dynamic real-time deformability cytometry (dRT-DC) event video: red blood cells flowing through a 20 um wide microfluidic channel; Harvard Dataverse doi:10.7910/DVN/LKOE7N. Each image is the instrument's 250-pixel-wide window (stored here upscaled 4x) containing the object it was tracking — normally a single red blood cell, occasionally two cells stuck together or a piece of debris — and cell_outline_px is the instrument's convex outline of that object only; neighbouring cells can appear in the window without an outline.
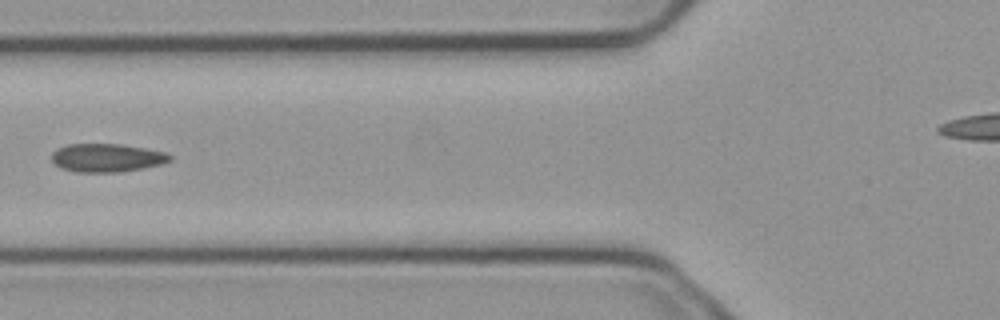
{"species": "common noctule bat (a hibernating species)", "species_latin": "Nyctalus noctula", "temperature_condition": "cold", "stored_images_in_passage": 5, "camera_frame_rate_fps": 3000, "um_per_image_px": 0.085, "animal": {"sex": "male", "body_mass_g": 23.1, "forearm_length_mm": 52.7}, "frame": {"image": 1, "passage_image": 4, "time_ms": 1.0, "image_size_px": [1000, 320], "cell_outline_px": [[172, 160], [160, 164], [120, 172], [76, 172], [60, 168], [52, 160], [52, 152], [56, 148], [68, 144], [120, 144], [144, 148], [164, 152], [172, 156]], "centroid_in_image_um": [9.04, 13.41], "position_along_channel_um": 116.8, "area_um2": 19.42}}
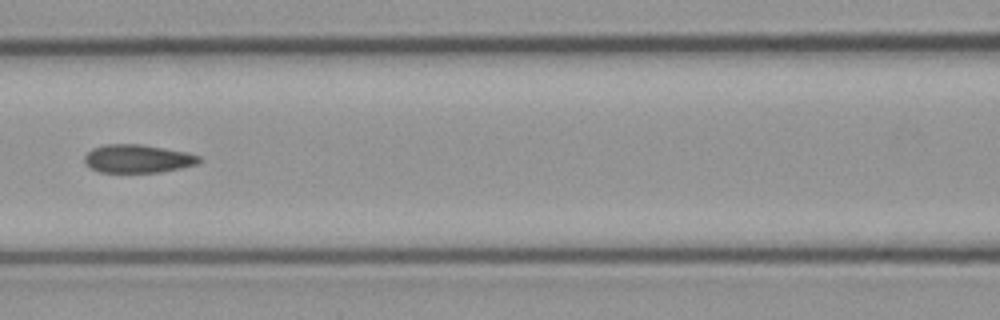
{"frame": {"image": 2, "passage_image": 5, "time_ms": 1.333, "image_size_px": [1000, 320], "cell_outline_px": [[204, 160], [200, 164], [160, 172], [100, 172], [92, 168], [84, 160], [84, 156], [92, 148], [104, 144], [140, 144], [188, 152], [200, 156]], "centroid_in_image_um": [11.77, 13.48], "position_along_channel_um": 154.8, "area_um2": 18.96}}